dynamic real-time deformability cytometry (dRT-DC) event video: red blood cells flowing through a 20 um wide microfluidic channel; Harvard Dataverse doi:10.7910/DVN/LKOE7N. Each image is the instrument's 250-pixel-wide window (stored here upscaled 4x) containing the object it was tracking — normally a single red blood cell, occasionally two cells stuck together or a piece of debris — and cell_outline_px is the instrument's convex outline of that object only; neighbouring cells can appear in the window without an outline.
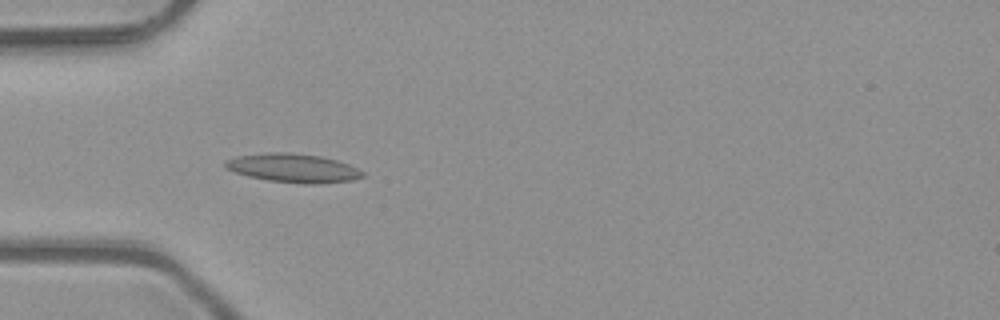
{"species": "common noctule bat (a hibernating species)", "species_latin": "Nyctalus noctula", "temperature_condition": "room temperature", "stored_images_in_passage": 5, "camera_frame_rate_fps": 3000, "um_per_image_px": 0.085, "animal": {"sex": "male", "body_mass_g": 23.1, "forearm_length_mm": 52.7}, "frame": {"image": 1, "passage_image": 5, "time_ms": 1.333, "image_size_px": [1000, 320], "cell_outline_px": [[364, 176], [352, 180], [320, 184], [304, 184], [268, 180], [248, 176], [236, 172], [228, 168], [224, 164], [224, 160], [236, 156], [268, 152], [288, 152], [320, 156], [336, 160], [348, 164], [364, 172]], "centroid_in_image_um": [24.92, 14.28], "position_along_channel_um": 60.1, "area_um2": 22.95}}